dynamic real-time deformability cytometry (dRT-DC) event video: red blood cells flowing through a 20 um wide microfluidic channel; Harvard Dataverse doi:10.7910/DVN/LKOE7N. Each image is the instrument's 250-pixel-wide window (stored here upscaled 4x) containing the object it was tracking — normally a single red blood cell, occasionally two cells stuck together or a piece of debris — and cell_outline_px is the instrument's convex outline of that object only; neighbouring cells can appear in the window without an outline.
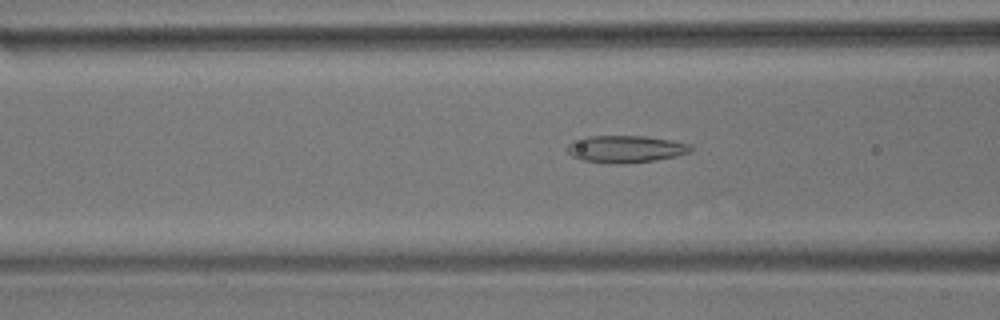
{"species": "common noctule bat (a hibernating species)", "species_latin": "Nyctalus noctula", "temperature_condition": "room temperature", "stored_images_in_passage": 25, "camera_frame_rate_fps": 3000, "um_per_image_px": 0.085, "animal": {"sex": "male", "body_mass_g": 17.9}, "frame": {"image": 1, "passage_image": 12, "time_ms": 3.667, "image_size_px": [1000, 320], "cell_outline_px": [[692, 152], [676, 156], [656, 160], [624, 164], [608, 164], [580, 160], [572, 156], [564, 148], [572, 140], [584, 136], [644, 136], [692, 144]], "centroid_in_image_um": [53.12, 12.68], "position_along_channel_um": 113.5, "area_um2": 19.94}}
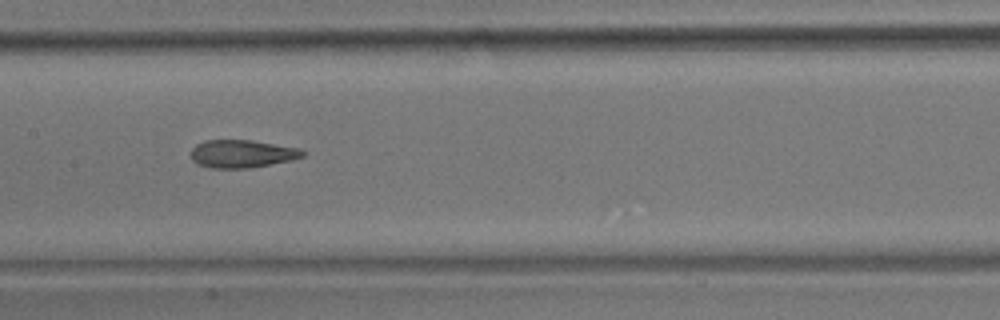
{"frame": {"image": 2, "passage_image": 18, "time_ms": 5.667, "image_size_px": [1000, 320], "cell_outline_px": [[308, 152], [304, 156], [292, 160], [248, 168], [212, 168], [196, 164], [192, 160], [192, 148], [196, 144], [204, 140], [252, 140], [300, 148]], "centroid_in_image_um": [20.59, 13.06], "position_along_channel_um": 186.8, "area_um2": 18.26}}
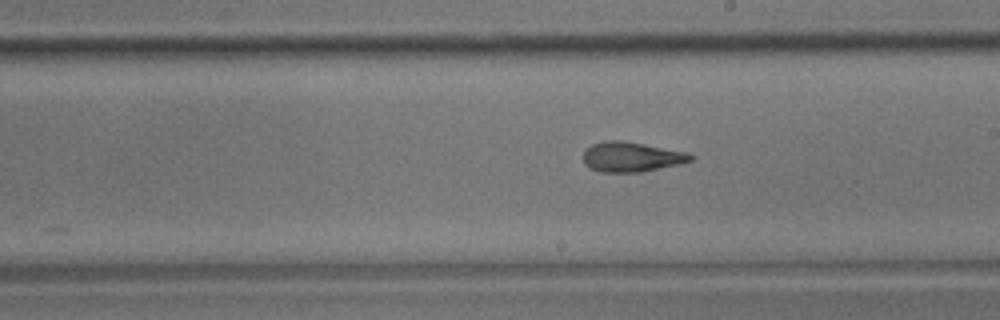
{"frame": {"image": 3, "passage_image": 22, "time_ms": 7.0, "image_size_px": [1000, 320], "cell_outline_px": [[696, 156], [692, 160], [680, 164], [640, 172], [600, 172], [588, 168], [584, 164], [584, 152], [592, 144], [604, 140], [620, 140], [644, 144], [688, 152]], "centroid_in_image_um": [53.68, 13.34], "position_along_channel_um": 235.3, "area_um2": 18.79}}